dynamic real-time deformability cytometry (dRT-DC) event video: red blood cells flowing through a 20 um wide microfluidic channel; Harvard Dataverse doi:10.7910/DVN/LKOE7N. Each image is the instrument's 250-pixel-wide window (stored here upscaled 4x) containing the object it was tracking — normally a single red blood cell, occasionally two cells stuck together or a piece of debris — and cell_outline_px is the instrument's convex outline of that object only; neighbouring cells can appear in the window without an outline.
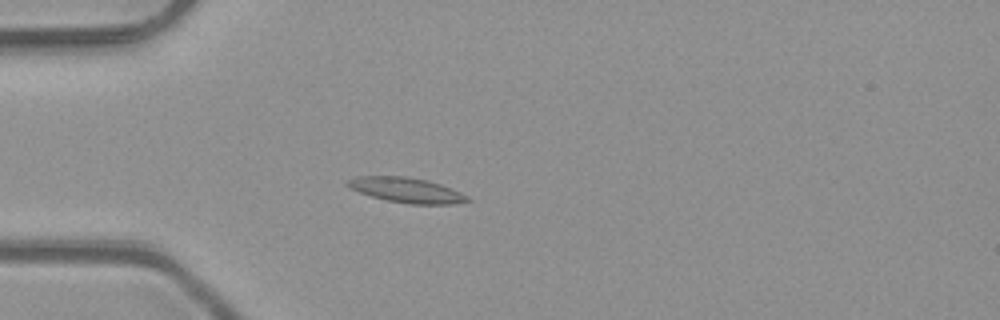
{"species": "common noctule bat (a hibernating species)", "species_latin": "Nyctalus noctula", "temperature_condition": "room temperature", "stored_images_in_passage": 51, "camera_frame_rate_fps": 3000, "um_per_image_px": 0.085, "animal": {"sex": "male", "body_mass_g": 23.1, "forearm_length_mm": 52.7}, "frame": {"image": 1, "passage_image": 15, "time_ms": 4.667, "image_size_px": [1000, 320], "cell_outline_px": [[472, 200], [452, 204], [408, 204], [388, 200], [372, 196], [348, 188], [344, 184], [344, 180], [356, 176], [408, 176], [428, 180], [452, 188], [468, 196]], "centroid_in_image_um": [34.51, 16.14], "position_along_channel_um": 50.5, "area_um2": 17.69}}
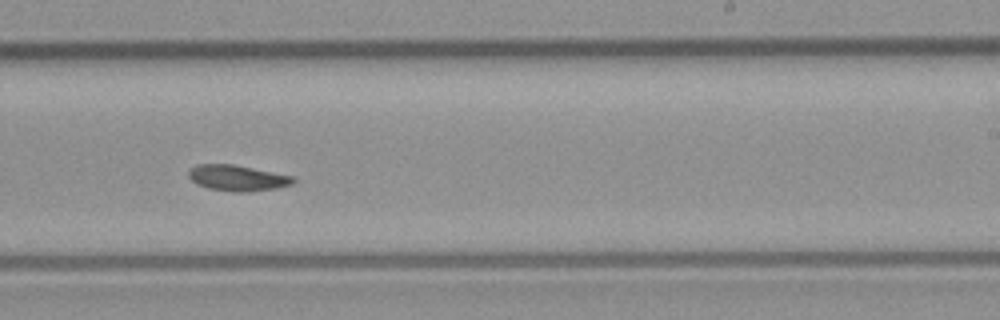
{"frame": {"image": 2, "passage_image": 32, "time_ms": 10.333, "image_size_px": [1000, 320], "cell_outline_px": [[296, 180], [292, 184], [276, 188], [248, 192], [232, 192], [208, 188], [196, 184], [188, 176], [188, 172], [196, 164], [232, 164], [292, 176]], "centroid_in_image_um": [20.15, 15.13], "position_along_channel_um": 268.8, "area_um2": 15.66}}
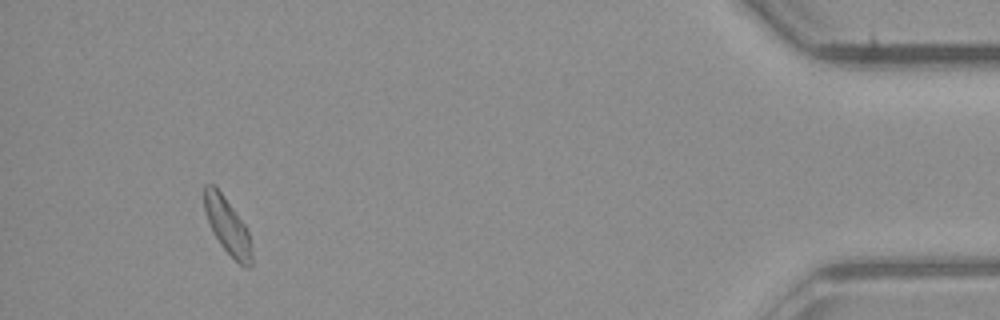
{"frame": {"image": 3, "passage_image": 48, "time_ms": 15.667, "image_size_px": [1000, 320], "cell_outline_px": [[252, 264], [248, 268], [244, 268], [220, 244], [212, 232], [204, 208], [204, 184], [212, 184], [224, 196], [244, 224], [248, 232], [252, 256]], "centroid_in_image_um": [19.32, 19.22], "position_along_channel_um": 415.9, "area_um2": 15.2}}